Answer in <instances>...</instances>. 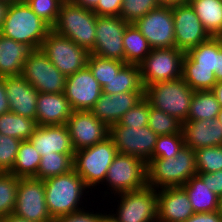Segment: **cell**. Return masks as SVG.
Listing matches in <instances>:
<instances>
[{
    "instance_id": "6da1fadb",
    "label": "cell",
    "mask_w": 222,
    "mask_h": 222,
    "mask_svg": "<svg viewBox=\"0 0 222 222\" xmlns=\"http://www.w3.org/2000/svg\"><path fill=\"white\" fill-rule=\"evenodd\" d=\"M50 31L51 27L31 10L25 0L9 5L0 28L2 36L23 43L32 50L41 48Z\"/></svg>"
},
{
    "instance_id": "7a4b0ae2",
    "label": "cell",
    "mask_w": 222,
    "mask_h": 222,
    "mask_svg": "<svg viewBox=\"0 0 222 222\" xmlns=\"http://www.w3.org/2000/svg\"><path fill=\"white\" fill-rule=\"evenodd\" d=\"M147 186L156 190L184 185L197 175L195 151L184 146L170 158H152L146 163Z\"/></svg>"
},
{
    "instance_id": "3957f363",
    "label": "cell",
    "mask_w": 222,
    "mask_h": 222,
    "mask_svg": "<svg viewBox=\"0 0 222 222\" xmlns=\"http://www.w3.org/2000/svg\"><path fill=\"white\" fill-rule=\"evenodd\" d=\"M43 181L47 210L53 220L87 209L81 205L87 187L74 170Z\"/></svg>"
},
{
    "instance_id": "277c9868",
    "label": "cell",
    "mask_w": 222,
    "mask_h": 222,
    "mask_svg": "<svg viewBox=\"0 0 222 222\" xmlns=\"http://www.w3.org/2000/svg\"><path fill=\"white\" fill-rule=\"evenodd\" d=\"M96 22L97 15L92 10L77 6L71 0H65L51 30L69 38L90 53L95 44Z\"/></svg>"
},
{
    "instance_id": "5b68a950",
    "label": "cell",
    "mask_w": 222,
    "mask_h": 222,
    "mask_svg": "<svg viewBox=\"0 0 222 222\" xmlns=\"http://www.w3.org/2000/svg\"><path fill=\"white\" fill-rule=\"evenodd\" d=\"M118 154L110 137L93 146L75 151L73 170L83 179L86 187L91 189L103 184L108 169Z\"/></svg>"
},
{
    "instance_id": "8992f818",
    "label": "cell",
    "mask_w": 222,
    "mask_h": 222,
    "mask_svg": "<svg viewBox=\"0 0 222 222\" xmlns=\"http://www.w3.org/2000/svg\"><path fill=\"white\" fill-rule=\"evenodd\" d=\"M194 92L181 77L146 86L145 98L152 107L174 116L183 123L187 121Z\"/></svg>"
},
{
    "instance_id": "52a82bcc",
    "label": "cell",
    "mask_w": 222,
    "mask_h": 222,
    "mask_svg": "<svg viewBox=\"0 0 222 222\" xmlns=\"http://www.w3.org/2000/svg\"><path fill=\"white\" fill-rule=\"evenodd\" d=\"M107 190L115 195L147 186L146 163L127 154H117L106 174ZM109 186V187H108Z\"/></svg>"
},
{
    "instance_id": "ba28073f",
    "label": "cell",
    "mask_w": 222,
    "mask_h": 222,
    "mask_svg": "<svg viewBox=\"0 0 222 222\" xmlns=\"http://www.w3.org/2000/svg\"><path fill=\"white\" fill-rule=\"evenodd\" d=\"M115 196L120 200H117L116 214L111 215L118 222H157V190L153 187L146 186Z\"/></svg>"
},
{
    "instance_id": "9c48e42d",
    "label": "cell",
    "mask_w": 222,
    "mask_h": 222,
    "mask_svg": "<svg viewBox=\"0 0 222 222\" xmlns=\"http://www.w3.org/2000/svg\"><path fill=\"white\" fill-rule=\"evenodd\" d=\"M51 63L64 75L70 76L86 66L89 52L67 37L52 30L40 48Z\"/></svg>"
},
{
    "instance_id": "30bf717a",
    "label": "cell",
    "mask_w": 222,
    "mask_h": 222,
    "mask_svg": "<svg viewBox=\"0 0 222 222\" xmlns=\"http://www.w3.org/2000/svg\"><path fill=\"white\" fill-rule=\"evenodd\" d=\"M184 56L185 52L176 47L152 49L139 65L144 87L181 78Z\"/></svg>"
},
{
    "instance_id": "8fae6325",
    "label": "cell",
    "mask_w": 222,
    "mask_h": 222,
    "mask_svg": "<svg viewBox=\"0 0 222 222\" xmlns=\"http://www.w3.org/2000/svg\"><path fill=\"white\" fill-rule=\"evenodd\" d=\"M39 93H64V76L39 48L34 49L24 62L21 74Z\"/></svg>"
},
{
    "instance_id": "7c38bea8",
    "label": "cell",
    "mask_w": 222,
    "mask_h": 222,
    "mask_svg": "<svg viewBox=\"0 0 222 222\" xmlns=\"http://www.w3.org/2000/svg\"><path fill=\"white\" fill-rule=\"evenodd\" d=\"M109 137L119 154L131 155L147 163L152 159L158 135L148 125L137 128L116 123L109 127Z\"/></svg>"
},
{
    "instance_id": "4fadbf2b",
    "label": "cell",
    "mask_w": 222,
    "mask_h": 222,
    "mask_svg": "<svg viewBox=\"0 0 222 222\" xmlns=\"http://www.w3.org/2000/svg\"><path fill=\"white\" fill-rule=\"evenodd\" d=\"M13 214L32 222L54 221L47 210L43 180L19 178Z\"/></svg>"
},
{
    "instance_id": "5bb4252c",
    "label": "cell",
    "mask_w": 222,
    "mask_h": 222,
    "mask_svg": "<svg viewBox=\"0 0 222 222\" xmlns=\"http://www.w3.org/2000/svg\"><path fill=\"white\" fill-rule=\"evenodd\" d=\"M128 24L120 16H97L95 44L90 54L125 62L123 35Z\"/></svg>"
},
{
    "instance_id": "9a60e30c",
    "label": "cell",
    "mask_w": 222,
    "mask_h": 222,
    "mask_svg": "<svg viewBox=\"0 0 222 222\" xmlns=\"http://www.w3.org/2000/svg\"><path fill=\"white\" fill-rule=\"evenodd\" d=\"M151 49L175 47L172 7L159 6L135 23Z\"/></svg>"
},
{
    "instance_id": "2e32d148",
    "label": "cell",
    "mask_w": 222,
    "mask_h": 222,
    "mask_svg": "<svg viewBox=\"0 0 222 222\" xmlns=\"http://www.w3.org/2000/svg\"><path fill=\"white\" fill-rule=\"evenodd\" d=\"M172 14L177 49L187 52L211 38L188 2L172 6Z\"/></svg>"
},
{
    "instance_id": "e0dca14e",
    "label": "cell",
    "mask_w": 222,
    "mask_h": 222,
    "mask_svg": "<svg viewBox=\"0 0 222 222\" xmlns=\"http://www.w3.org/2000/svg\"><path fill=\"white\" fill-rule=\"evenodd\" d=\"M66 126L75 151L93 146L109 137V127L91 111H73Z\"/></svg>"
},
{
    "instance_id": "ac0fdd59",
    "label": "cell",
    "mask_w": 222,
    "mask_h": 222,
    "mask_svg": "<svg viewBox=\"0 0 222 222\" xmlns=\"http://www.w3.org/2000/svg\"><path fill=\"white\" fill-rule=\"evenodd\" d=\"M101 93V86L87 66L66 78L64 94L73 111H90Z\"/></svg>"
},
{
    "instance_id": "d6986e66",
    "label": "cell",
    "mask_w": 222,
    "mask_h": 222,
    "mask_svg": "<svg viewBox=\"0 0 222 222\" xmlns=\"http://www.w3.org/2000/svg\"><path fill=\"white\" fill-rule=\"evenodd\" d=\"M145 97V92H124L119 94L101 93L90 110L92 114L108 127L119 122L121 117Z\"/></svg>"
},
{
    "instance_id": "ffe728a7",
    "label": "cell",
    "mask_w": 222,
    "mask_h": 222,
    "mask_svg": "<svg viewBox=\"0 0 222 222\" xmlns=\"http://www.w3.org/2000/svg\"><path fill=\"white\" fill-rule=\"evenodd\" d=\"M157 222H185L194 214L186 191L181 187L157 190Z\"/></svg>"
},
{
    "instance_id": "44dd1931",
    "label": "cell",
    "mask_w": 222,
    "mask_h": 222,
    "mask_svg": "<svg viewBox=\"0 0 222 222\" xmlns=\"http://www.w3.org/2000/svg\"><path fill=\"white\" fill-rule=\"evenodd\" d=\"M10 112L36 120L39 91L22 75L4 77Z\"/></svg>"
},
{
    "instance_id": "7402d4cb",
    "label": "cell",
    "mask_w": 222,
    "mask_h": 222,
    "mask_svg": "<svg viewBox=\"0 0 222 222\" xmlns=\"http://www.w3.org/2000/svg\"><path fill=\"white\" fill-rule=\"evenodd\" d=\"M30 142L40 156L57 152L60 154H74L71 137L66 124L37 126Z\"/></svg>"
},
{
    "instance_id": "603a6c76",
    "label": "cell",
    "mask_w": 222,
    "mask_h": 222,
    "mask_svg": "<svg viewBox=\"0 0 222 222\" xmlns=\"http://www.w3.org/2000/svg\"><path fill=\"white\" fill-rule=\"evenodd\" d=\"M73 109L64 93H39L36 107V123L63 125L72 115Z\"/></svg>"
},
{
    "instance_id": "cb8c5ba5",
    "label": "cell",
    "mask_w": 222,
    "mask_h": 222,
    "mask_svg": "<svg viewBox=\"0 0 222 222\" xmlns=\"http://www.w3.org/2000/svg\"><path fill=\"white\" fill-rule=\"evenodd\" d=\"M185 146L193 150L222 145V128L216 120H195L182 123Z\"/></svg>"
},
{
    "instance_id": "d4e9b609",
    "label": "cell",
    "mask_w": 222,
    "mask_h": 222,
    "mask_svg": "<svg viewBox=\"0 0 222 222\" xmlns=\"http://www.w3.org/2000/svg\"><path fill=\"white\" fill-rule=\"evenodd\" d=\"M32 49L0 34V77L20 76Z\"/></svg>"
},
{
    "instance_id": "484cf974",
    "label": "cell",
    "mask_w": 222,
    "mask_h": 222,
    "mask_svg": "<svg viewBox=\"0 0 222 222\" xmlns=\"http://www.w3.org/2000/svg\"><path fill=\"white\" fill-rule=\"evenodd\" d=\"M181 187L186 191L194 213L218 211L219 196L198 175Z\"/></svg>"
},
{
    "instance_id": "4316f807",
    "label": "cell",
    "mask_w": 222,
    "mask_h": 222,
    "mask_svg": "<svg viewBox=\"0 0 222 222\" xmlns=\"http://www.w3.org/2000/svg\"><path fill=\"white\" fill-rule=\"evenodd\" d=\"M211 37H222V0H188Z\"/></svg>"
},
{
    "instance_id": "83f0119b",
    "label": "cell",
    "mask_w": 222,
    "mask_h": 222,
    "mask_svg": "<svg viewBox=\"0 0 222 222\" xmlns=\"http://www.w3.org/2000/svg\"><path fill=\"white\" fill-rule=\"evenodd\" d=\"M102 92L111 95L124 92H145L140 66L126 64L118 74L113 76L109 84L102 88Z\"/></svg>"
},
{
    "instance_id": "f1b7e54d",
    "label": "cell",
    "mask_w": 222,
    "mask_h": 222,
    "mask_svg": "<svg viewBox=\"0 0 222 222\" xmlns=\"http://www.w3.org/2000/svg\"><path fill=\"white\" fill-rule=\"evenodd\" d=\"M123 45L125 63L131 65L139 66L152 50L134 23L127 25L123 35Z\"/></svg>"
},
{
    "instance_id": "f546056e",
    "label": "cell",
    "mask_w": 222,
    "mask_h": 222,
    "mask_svg": "<svg viewBox=\"0 0 222 222\" xmlns=\"http://www.w3.org/2000/svg\"><path fill=\"white\" fill-rule=\"evenodd\" d=\"M41 156L30 140L20 143L16 160L9 173L18 178H31L37 175Z\"/></svg>"
},
{
    "instance_id": "4dcf8cb0",
    "label": "cell",
    "mask_w": 222,
    "mask_h": 222,
    "mask_svg": "<svg viewBox=\"0 0 222 222\" xmlns=\"http://www.w3.org/2000/svg\"><path fill=\"white\" fill-rule=\"evenodd\" d=\"M37 126L35 119L17 115L10 111L0 116V134L21 141L29 140Z\"/></svg>"
},
{
    "instance_id": "1f68e13d",
    "label": "cell",
    "mask_w": 222,
    "mask_h": 222,
    "mask_svg": "<svg viewBox=\"0 0 222 222\" xmlns=\"http://www.w3.org/2000/svg\"><path fill=\"white\" fill-rule=\"evenodd\" d=\"M220 109V103L211 90L195 91L192 95L187 121L216 120Z\"/></svg>"
},
{
    "instance_id": "d6a6232c",
    "label": "cell",
    "mask_w": 222,
    "mask_h": 222,
    "mask_svg": "<svg viewBox=\"0 0 222 222\" xmlns=\"http://www.w3.org/2000/svg\"><path fill=\"white\" fill-rule=\"evenodd\" d=\"M185 57L195 68L210 69L215 73L218 70V37H211L209 40L191 48L185 52Z\"/></svg>"
},
{
    "instance_id": "836d02e7",
    "label": "cell",
    "mask_w": 222,
    "mask_h": 222,
    "mask_svg": "<svg viewBox=\"0 0 222 222\" xmlns=\"http://www.w3.org/2000/svg\"><path fill=\"white\" fill-rule=\"evenodd\" d=\"M73 156L74 154H60L57 152L41 156L37 175L34 178L46 180L67 174L73 170Z\"/></svg>"
},
{
    "instance_id": "e575fe53",
    "label": "cell",
    "mask_w": 222,
    "mask_h": 222,
    "mask_svg": "<svg viewBox=\"0 0 222 222\" xmlns=\"http://www.w3.org/2000/svg\"><path fill=\"white\" fill-rule=\"evenodd\" d=\"M126 65L125 62L99 57L94 54L88 55L86 66L90 69L94 78L98 81L101 88L109 84L114 75Z\"/></svg>"
},
{
    "instance_id": "d590c367",
    "label": "cell",
    "mask_w": 222,
    "mask_h": 222,
    "mask_svg": "<svg viewBox=\"0 0 222 222\" xmlns=\"http://www.w3.org/2000/svg\"><path fill=\"white\" fill-rule=\"evenodd\" d=\"M182 78L194 91L211 90L217 83L215 73L210 69L195 68V66L184 56Z\"/></svg>"
},
{
    "instance_id": "8d00e7d4",
    "label": "cell",
    "mask_w": 222,
    "mask_h": 222,
    "mask_svg": "<svg viewBox=\"0 0 222 222\" xmlns=\"http://www.w3.org/2000/svg\"><path fill=\"white\" fill-rule=\"evenodd\" d=\"M148 127L158 136L183 134L182 122L150 105Z\"/></svg>"
},
{
    "instance_id": "74e56055",
    "label": "cell",
    "mask_w": 222,
    "mask_h": 222,
    "mask_svg": "<svg viewBox=\"0 0 222 222\" xmlns=\"http://www.w3.org/2000/svg\"><path fill=\"white\" fill-rule=\"evenodd\" d=\"M19 178L9 172H0V216L13 213Z\"/></svg>"
},
{
    "instance_id": "f35d334b",
    "label": "cell",
    "mask_w": 222,
    "mask_h": 222,
    "mask_svg": "<svg viewBox=\"0 0 222 222\" xmlns=\"http://www.w3.org/2000/svg\"><path fill=\"white\" fill-rule=\"evenodd\" d=\"M194 151L197 173H214L222 170V145L203 147Z\"/></svg>"
},
{
    "instance_id": "ab89813d",
    "label": "cell",
    "mask_w": 222,
    "mask_h": 222,
    "mask_svg": "<svg viewBox=\"0 0 222 222\" xmlns=\"http://www.w3.org/2000/svg\"><path fill=\"white\" fill-rule=\"evenodd\" d=\"M158 7L157 0H123L120 17L128 23H135L148 12Z\"/></svg>"
},
{
    "instance_id": "60d3db41",
    "label": "cell",
    "mask_w": 222,
    "mask_h": 222,
    "mask_svg": "<svg viewBox=\"0 0 222 222\" xmlns=\"http://www.w3.org/2000/svg\"><path fill=\"white\" fill-rule=\"evenodd\" d=\"M185 146L183 134L158 136L152 158L176 157L177 153Z\"/></svg>"
},
{
    "instance_id": "b9f144b4",
    "label": "cell",
    "mask_w": 222,
    "mask_h": 222,
    "mask_svg": "<svg viewBox=\"0 0 222 222\" xmlns=\"http://www.w3.org/2000/svg\"><path fill=\"white\" fill-rule=\"evenodd\" d=\"M65 0H25L31 10L50 27L56 22L61 4Z\"/></svg>"
},
{
    "instance_id": "7bdbcfd3",
    "label": "cell",
    "mask_w": 222,
    "mask_h": 222,
    "mask_svg": "<svg viewBox=\"0 0 222 222\" xmlns=\"http://www.w3.org/2000/svg\"><path fill=\"white\" fill-rule=\"evenodd\" d=\"M150 103L144 97L138 104L129 109L119 120L121 126L141 128L148 125Z\"/></svg>"
},
{
    "instance_id": "ee69618b",
    "label": "cell",
    "mask_w": 222,
    "mask_h": 222,
    "mask_svg": "<svg viewBox=\"0 0 222 222\" xmlns=\"http://www.w3.org/2000/svg\"><path fill=\"white\" fill-rule=\"evenodd\" d=\"M21 142L0 134V172H9L12 169Z\"/></svg>"
},
{
    "instance_id": "f6af8a7d",
    "label": "cell",
    "mask_w": 222,
    "mask_h": 222,
    "mask_svg": "<svg viewBox=\"0 0 222 222\" xmlns=\"http://www.w3.org/2000/svg\"><path fill=\"white\" fill-rule=\"evenodd\" d=\"M91 210H80L69 215L61 216L56 218L53 222H100L102 213H95Z\"/></svg>"
},
{
    "instance_id": "bcb514c9",
    "label": "cell",
    "mask_w": 222,
    "mask_h": 222,
    "mask_svg": "<svg viewBox=\"0 0 222 222\" xmlns=\"http://www.w3.org/2000/svg\"><path fill=\"white\" fill-rule=\"evenodd\" d=\"M123 0H99L92 10L97 16H120Z\"/></svg>"
},
{
    "instance_id": "7dc6e473",
    "label": "cell",
    "mask_w": 222,
    "mask_h": 222,
    "mask_svg": "<svg viewBox=\"0 0 222 222\" xmlns=\"http://www.w3.org/2000/svg\"><path fill=\"white\" fill-rule=\"evenodd\" d=\"M197 175L207 184L218 196L222 195V170L214 173H197Z\"/></svg>"
},
{
    "instance_id": "c3c4849f",
    "label": "cell",
    "mask_w": 222,
    "mask_h": 222,
    "mask_svg": "<svg viewBox=\"0 0 222 222\" xmlns=\"http://www.w3.org/2000/svg\"><path fill=\"white\" fill-rule=\"evenodd\" d=\"M185 222H222V217L218 211L194 213Z\"/></svg>"
},
{
    "instance_id": "681fc988",
    "label": "cell",
    "mask_w": 222,
    "mask_h": 222,
    "mask_svg": "<svg viewBox=\"0 0 222 222\" xmlns=\"http://www.w3.org/2000/svg\"><path fill=\"white\" fill-rule=\"evenodd\" d=\"M10 111L4 77H0V116Z\"/></svg>"
},
{
    "instance_id": "f907efd6",
    "label": "cell",
    "mask_w": 222,
    "mask_h": 222,
    "mask_svg": "<svg viewBox=\"0 0 222 222\" xmlns=\"http://www.w3.org/2000/svg\"><path fill=\"white\" fill-rule=\"evenodd\" d=\"M217 82L222 81V37H218V70L215 72Z\"/></svg>"
},
{
    "instance_id": "816d5d0a",
    "label": "cell",
    "mask_w": 222,
    "mask_h": 222,
    "mask_svg": "<svg viewBox=\"0 0 222 222\" xmlns=\"http://www.w3.org/2000/svg\"><path fill=\"white\" fill-rule=\"evenodd\" d=\"M71 1L77 6L93 10L97 6L99 0H71Z\"/></svg>"
},
{
    "instance_id": "f5cc1de1",
    "label": "cell",
    "mask_w": 222,
    "mask_h": 222,
    "mask_svg": "<svg viewBox=\"0 0 222 222\" xmlns=\"http://www.w3.org/2000/svg\"><path fill=\"white\" fill-rule=\"evenodd\" d=\"M211 91L222 107V81L217 82L216 85L211 89Z\"/></svg>"
},
{
    "instance_id": "db71d44e",
    "label": "cell",
    "mask_w": 222,
    "mask_h": 222,
    "mask_svg": "<svg viewBox=\"0 0 222 222\" xmlns=\"http://www.w3.org/2000/svg\"><path fill=\"white\" fill-rule=\"evenodd\" d=\"M188 0H157L159 6H176L187 3Z\"/></svg>"
},
{
    "instance_id": "11a10c76",
    "label": "cell",
    "mask_w": 222,
    "mask_h": 222,
    "mask_svg": "<svg viewBox=\"0 0 222 222\" xmlns=\"http://www.w3.org/2000/svg\"><path fill=\"white\" fill-rule=\"evenodd\" d=\"M9 3L0 0V28L4 22L5 17L9 9Z\"/></svg>"
},
{
    "instance_id": "9f6ffc18",
    "label": "cell",
    "mask_w": 222,
    "mask_h": 222,
    "mask_svg": "<svg viewBox=\"0 0 222 222\" xmlns=\"http://www.w3.org/2000/svg\"><path fill=\"white\" fill-rule=\"evenodd\" d=\"M3 222H32V221L27 220L25 218H21L12 213L6 217H3Z\"/></svg>"
},
{
    "instance_id": "6f0895ef",
    "label": "cell",
    "mask_w": 222,
    "mask_h": 222,
    "mask_svg": "<svg viewBox=\"0 0 222 222\" xmlns=\"http://www.w3.org/2000/svg\"><path fill=\"white\" fill-rule=\"evenodd\" d=\"M100 222H118L110 213H103L100 217Z\"/></svg>"
},
{
    "instance_id": "680465c9",
    "label": "cell",
    "mask_w": 222,
    "mask_h": 222,
    "mask_svg": "<svg viewBox=\"0 0 222 222\" xmlns=\"http://www.w3.org/2000/svg\"><path fill=\"white\" fill-rule=\"evenodd\" d=\"M216 122L220 125V127L222 128V107L218 113V116H217V119H216Z\"/></svg>"
},
{
    "instance_id": "91938a15",
    "label": "cell",
    "mask_w": 222,
    "mask_h": 222,
    "mask_svg": "<svg viewBox=\"0 0 222 222\" xmlns=\"http://www.w3.org/2000/svg\"><path fill=\"white\" fill-rule=\"evenodd\" d=\"M218 212H219L220 216L222 217V195L219 196Z\"/></svg>"
},
{
    "instance_id": "94428289",
    "label": "cell",
    "mask_w": 222,
    "mask_h": 222,
    "mask_svg": "<svg viewBox=\"0 0 222 222\" xmlns=\"http://www.w3.org/2000/svg\"><path fill=\"white\" fill-rule=\"evenodd\" d=\"M1 1L7 2V3H9V4H12V3H14V2H19V1H21V0H1Z\"/></svg>"
},
{
    "instance_id": "6125c7cd",
    "label": "cell",
    "mask_w": 222,
    "mask_h": 222,
    "mask_svg": "<svg viewBox=\"0 0 222 222\" xmlns=\"http://www.w3.org/2000/svg\"><path fill=\"white\" fill-rule=\"evenodd\" d=\"M0 222H3V217L0 216Z\"/></svg>"
}]
</instances>
